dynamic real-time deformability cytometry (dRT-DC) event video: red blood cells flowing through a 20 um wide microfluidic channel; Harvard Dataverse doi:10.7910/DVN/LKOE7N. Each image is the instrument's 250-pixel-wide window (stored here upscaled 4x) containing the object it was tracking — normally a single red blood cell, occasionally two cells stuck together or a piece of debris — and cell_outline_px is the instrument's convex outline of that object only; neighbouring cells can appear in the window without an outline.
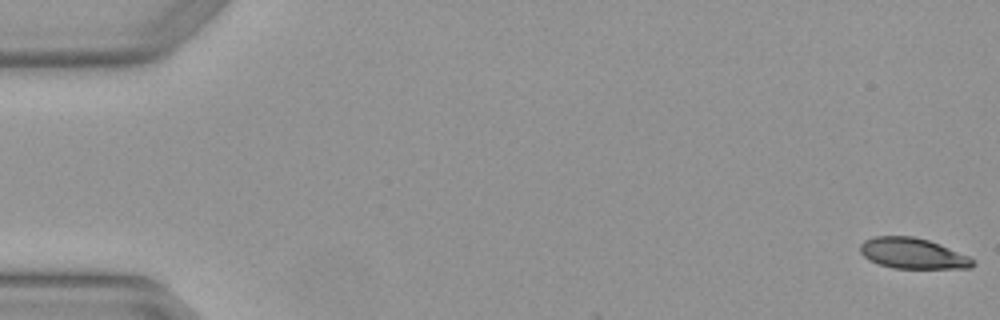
{"species": "Egyptian fruit bat (a non-hibernating species)", "species_latin": "Rousettus aegyptiacus", "temperature_condition": "warm", "stored_images_in_passage": 4, "camera_frame_rate_fps": 3000, "um_per_image_px": 0.085, "animal": {"sex": "female"}, "frame": {"image": 1, "passage_image": 1, "time_ms": 0.0, "image_size_px": [1000, 320], "cell_outline_px": [[976, 264], [972, 268], [892, 268], [868, 260], [860, 252], [860, 244], [864, 240], [876, 236], [912, 236], [928, 240], [940, 244], [968, 256], [976, 260]], "centroid_in_image_um": [77.59, 21.54], "position_along_channel_um": 7.4, "area_um2": 20.17}}